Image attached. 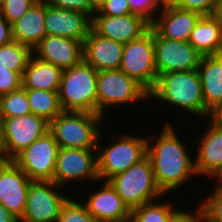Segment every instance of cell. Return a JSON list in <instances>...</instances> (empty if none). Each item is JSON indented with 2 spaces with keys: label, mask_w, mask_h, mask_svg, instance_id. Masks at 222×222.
<instances>
[{
  "label": "cell",
  "mask_w": 222,
  "mask_h": 222,
  "mask_svg": "<svg viewBox=\"0 0 222 222\" xmlns=\"http://www.w3.org/2000/svg\"><path fill=\"white\" fill-rule=\"evenodd\" d=\"M164 126L155 143L147 139V157L151 161L157 186L166 194L181 187L196 172L194 160L173 126L170 123Z\"/></svg>",
  "instance_id": "1"
},
{
  "label": "cell",
  "mask_w": 222,
  "mask_h": 222,
  "mask_svg": "<svg viewBox=\"0 0 222 222\" xmlns=\"http://www.w3.org/2000/svg\"><path fill=\"white\" fill-rule=\"evenodd\" d=\"M149 96V99L173 104L190 114H195L194 116H205V101L197 70L161 74Z\"/></svg>",
  "instance_id": "2"
},
{
  "label": "cell",
  "mask_w": 222,
  "mask_h": 222,
  "mask_svg": "<svg viewBox=\"0 0 222 222\" xmlns=\"http://www.w3.org/2000/svg\"><path fill=\"white\" fill-rule=\"evenodd\" d=\"M97 74L84 60L63 70L58 91L62 111L97 114Z\"/></svg>",
  "instance_id": "3"
},
{
  "label": "cell",
  "mask_w": 222,
  "mask_h": 222,
  "mask_svg": "<svg viewBox=\"0 0 222 222\" xmlns=\"http://www.w3.org/2000/svg\"><path fill=\"white\" fill-rule=\"evenodd\" d=\"M102 118L95 113L62 111L49 123V131L59 148L97 149Z\"/></svg>",
  "instance_id": "4"
},
{
  "label": "cell",
  "mask_w": 222,
  "mask_h": 222,
  "mask_svg": "<svg viewBox=\"0 0 222 222\" xmlns=\"http://www.w3.org/2000/svg\"><path fill=\"white\" fill-rule=\"evenodd\" d=\"M109 182L130 210L160 199L164 194L156 184L150 159L146 156Z\"/></svg>",
  "instance_id": "5"
},
{
  "label": "cell",
  "mask_w": 222,
  "mask_h": 222,
  "mask_svg": "<svg viewBox=\"0 0 222 222\" xmlns=\"http://www.w3.org/2000/svg\"><path fill=\"white\" fill-rule=\"evenodd\" d=\"M118 141L97 147V172L99 181H109L147 156V138L131 134L118 135ZM100 153V154H99Z\"/></svg>",
  "instance_id": "6"
},
{
  "label": "cell",
  "mask_w": 222,
  "mask_h": 222,
  "mask_svg": "<svg viewBox=\"0 0 222 222\" xmlns=\"http://www.w3.org/2000/svg\"><path fill=\"white\" fill-rule=\"evenodd\" d=\"M154 56V29L150 26L139 38L124 44L119 69L150 93L158 81Z\"/></svg>",
  "instance_id": "7"
},
{
  "label": "cell",
  "mask_w": 222,
  "mask_h": 222,
  "mask_svg": "<svg viewBox=\"0 0 222 222\" xmlns=\"http://www.w3.org/2000/svg\"><path fill=\"white\" fill-rule=\"evenodd\" d=\"M96 87L97 114L103 117L105 108L110 105L133 104L150 97L141 84L120 69L98 71Z\"/></svg>",
  "instance_id": "8"
},
{
  "label": "cell",
  "mask_w": 222,
  "mask_h": 222,
  "mask_svg": "<svg viewBox=\"0 0 222 222\" xmlns=\"http://www.w3.org/2000/svg\"><path fill=\"white\" fill-rule=\"evenodd\" d=\"M59 145L54 135L47 131L12 161L31 181H53Z\"/></svg>",
  "instance_id": "9"
},
{
  "label": "cell",
  "mask_w": 222,
  "mask_h": 222,
  "mask_svg": "<svg viewBox=\"0 0 222 222\" xmlns=\"http://www.w3.org/2000/svg\"><path fill=\"white\" fill-rule=\"evenodd\" d=\"M56 187L60 186L54 181H32L19 222H57L60 209L69 197L58 193Z\"/></svg>",
  "instance_id": "10"
},
{
  "label": "cell",
  "mask_w": 222,
  "mask_h": 222,
  "mask_svg": "<svg viewBox=\"0 0 222 222\" xmlns=\"http://www.w3.org/2000/svg\"><path fill=\"white\" fill-rule=\"evenodd\" d=\"M154 54L158 77L168 72L197 70L202 57L188 41L170 40L155 30Z\"/></svg>",
  "instance_id": "11"
},
{
  "label": "cell",
  "mask_w": 222,
  "mask_h": 222,
  "mask_svg": "<svg viewBox=\"0 0 222 222\" xmlns=\"http://www.w3.org/2000/svg\"><path fill=\"white\" fill-rule=\"evenodd\" d=\"M94 152L97 149L59 148L53 181L61 188L67 182L85 178L98 182L97 154Z\"/></svg>",
  "instance_id": "12"
},
{
  "label": "cell",
  "mask_w": 222,
  "mask_h": 222,
  "mask_svg": "<svg viewBox=\"0 0 222 222\" xmlns=\"http://www.w3.org/2000/svg\"><path fill=\"white\" fill-rule=\"evenodd\" d=\"M5 160H12L18 153L49 131V122L40 116H25L3 119Z\"/></svg>",
  "instance_id": "13"
},
{
  "label": "cell",
  "mask_w": 222,
  "mask_h": 222,
  "mask_svg": "<svg viewBox=\"0 0 222 222\" xmlns=\"http://www.w3.org/2000/svg\"><path fill=\"white\" fill-rule=\"evenodd\" d=\"M32 181L12 161H0V203L18 220L23 216Z\"/></svg>",
  "instance_id": "14"
},
{
  "label": "cell",
  "mask_w": 222,
  "mask_h": 222,
  "mask_svg": "<svg viewBox=\"0 0 222 222\" xmlns=\"http://www.w3.org/2000/svg\"><path fill=\"white\" fill-rule=\"evenodd\" d=\"M91 24L92 19L87 14L45 3L47 35L67 37L84 43L91 29Z\"/></svg>",
  "instance_id": "15"
},
{
  "label": "cell",
  "mask_w": 222,
  "mask_h": 222,
  "mask_svg": "<svg viewBox=\"0 0 222 222\" xmlns=\"http://www.w3.org/2000/svg\"><path fill=\"white\" fill-rule=\"evenodd\" d=\"M32 52L34 57L64 70L83 60V43L67 37L46 35Z\"/></svg>",
  "instance_id": "16"
},
{
  "label": "cell",
  "mask_w": 222,
  "mask_h": 222,
  "mask_svg": "<svg viewBox=\"0 0 222 222\" xmlns=\"http://www.w3.org/2000/svg\"><path fill=\"white\" fill-rule=\"evenodd\" d=\"M150 24L141 16L128 14L125 16L93 15L91 28L100 36L123 44L139 38Z\"/></svg>",
  "instance_id": "17"
},
{
  "label": "cell",
  "mask_w": 222,
  "mask_h": 222,
  "mask_svg": "<svg viewBox=\"0 0 222 222\" xmlns=\"http://www.w3.org/2000/svg\"><path fill=\"white\" fill-rule=\"evenodd\" d=\"M124 44L98 35L92 28L83 43V60L97 71L119 70Z\"/></svg>",
  "instance_id": "18"
},
{
  "label": "cell",
  "mask_w": 222,
  "mask_h": 222,
  "mask_svg": "<svg viewBox=\"0 0 222 222\" xmlns=\"http://www.w3.org/2000/svg\"><path fill=\"white\" fill-rule=\"evenodd\" d=\"M210 123L209 129L199 139L194 168L196 175L213 176L219 183L222 182V128L211 119Z\"/></svg>",
  "instance_id": "19"
},
{
  "label": "cell",
  "mask_w": 222,
  "mask_h": 222,
  "mask_svg": "<svg viewBox=\"0 0 222 222\" xmlns=\"http://www.w3.org/2000/svg\"><path fill=\"white\" fill-rule=\"evenodd\" d=\"M202 15L196 11L178 8L171 3L165 6L151 27L170 40L188 41L190 33Z\"/></svg>",
  "instance_id": "20"
},
{
  "label": "cell",
  "mask_w": 222,
  "mask_h": 222,
  "mask_svg": "<svg viewBox=\"0 0 222 222\" xmlns=\"http://www.w3.org/2000/svg\"><path fill=\"white\" fill-rule=\"evenodd\" d=\"M88 198L84 205L98 222H122L130 217L131 210L109 181H104L102 188Z\"/></svg>",
  "instance_id": "21"
},
{
  "label": "cell",
  "mask_w": 222,
  "mask_h": 222,
  "mask_svg": "<svg viewBox=\"0 0 222 222\" xmlns=\"http://www.w3.org/2000/svg\"><path fill=\"white\" fill-rule=\"evenodd\" d=\"M197 72L202 84L205 116L222 103V54L201 57Z\"/></svg>",
  "instance_id": "22"
},
{
  "label": "cell",
  "mask_w": 222,
  "mask_h": 222,
  "mask_svg": "<svg viewBox=\"0 0 222 222\" xmlns=\"http://www.w3.org/2000/svg\"><path fill=\"white\" fill-rule=\"evenodd\" d=\"M11 28L13 40L33 49L47 35L45 2L38 0Z\"/></svg>",
  "instance_id": "23"
},
{
  "label": "cell",
  "mask_w": 222,
  "mask_h": 222,
  "mask_svg": "<svg viewBox=\"0 0 222 222\" xmlns=\"http://www.w3.org/2000/svg\"><path fill=\"white\" fill-rule=\"evenodd\" d=\"M63 70L52 63L31 56L22 75L25 89L59 91Z\"/></svg>",
  "instance_id": "24"
},
{
  "label": "cell",
  "mask_w": 222,
  "mask_h": 222,
  "mask_svg": "<svg viewBox=\"0 0 222 222\" xmlns=\"http://www.w3.org/2000/svg\"><path fill=\"white\" fill-rule=\"evenodd\" d=\"M188 42L202 55L222 54L220 18L202 15L190 33Z\"/></svg>",
  "instance_id": "25"
},
{
  "label": "cell",
  "mask_w": 222,
  "mask_h": 222,
  "mask_svg": "<svg viewBox=\"0 0 222 222\" xmlns=\"http://www.w3.org/2000/svg\"><path fill=\"white\" fill-rule=\"evenodd\" d=\"M32 114L49 123L62 112L58 91L26 89Z\"/></svg>",
  "instance_id": "26"
},
{
  "label": "cell",
  "mask_w": 222,
  "mask_h": 222,
  "mask_svg": "<svg viewBox=\"0 0 222 222\" xmlns=\"http://www.w3.org/2000/svg\"><path fill=\"white\" fill-rule=\"evenodd\" d=\"M32 55L33 52L29 46L15 40L0 46V64L21 75H23Z\"/></svg>",
  "instance_id": "27"
},
{
  "label": "cell",
  "mask_w": 222,
  "mask_h": 222,
  "mask_svg": "<svg viewBox=\"0 0 222 222\" xmlns=\"http://www.w3.org/2000/svg\"><path fill=\"white\" fill-rule=\"evenodd\" d=\"M177 211L171 203L150 202L131 210L130 222H168Z\"/></svg>",
  "instance_id": "28"
},
{
  "label": "cell",
  "mask_w": 222,
  "mask_h": 222,
  "mask_svg": "<svg viewBox=\"0 0 222 222\" xmlns=\"http://www.w3.org/2000/svg\"><path fill=\"white\" fill-rule=\"evenodd\" d=\"M31 113L32 111L25 88L21 87L1 96L0 117L2 120L4 118L25 116Z\"/></svg>",
  "instance_id": "29"
},
{
  "label": "cell",
  "mask_w": 222,
  "mask_h": 222,
  "mask_svg": "<svg viewBox=\"0 0 222 222\" xmlns=\"http://www.w3.org/2000/svg\"><path fill=\"white\" fill-rule=\"evenodd\" d=\"M57 222H98L86 206L70 198L60 209Z\"/></svg>",
  "instance_id": "30"
},
{
  "label": "cell",
  "mask_w": 222,
  "mask_h": 222,
  "mask_svg": "<svg viewBox=\"0 0 222 222\" xmlns=\"http://www.w3.org/2000/svg\"><path fill=\"white\" fill-rule=\"evenodd\" d=\"M132 14L141 16L150 25L155 21L157 7L162 9L170 2L168 0H127ZM161 5V6H160Z\"/></svg>",
  "instance_id": "31"
},
{
  "label": "cell",
  "mask_w": 222,
  "mask_h": 222,
  "mask_svg": "<svg viewBox=\"0 0 222 222\" xmlns=\"http://www.w3.org/2000/svg\"><path fill=\"white\" fill-rule=\"evenodd\" d=\"M38 0H4L0 14L12 25L17 22Z\"/></svg>",
  "instance_id": "32"
},
{
  "label": "cell",
  "mask_w": 222,
  "mask_h": 222,
  "mask_svg": "<svg viewBox=\"0 0 222 222\" xmlns=\"http://www.w3.org/2000/svg\"><path fill=\"white\" fill-rule=\"evenodd\" d=\"M220 184L215 185L213 194L199 204L202 212L214 222H222V185Z\"/></svg>",
  "instance_id": "33"
},
{
  "label": "cell",
  "mask_w": 222,
  "mask_h": 222,
  "mask_svg": "<svg viewBox=\"0 0 222 222\" xmlns=\"http://www.w3.org/2000/svg\"><path fill=\"white\" fill-rule=\"evenodd\" d=\"M220 0H172L170 3L178 8L196 11L201 15H214Z\"/></svg>",
  "instance_id": "34"
},
{
  "label": "cell",
  "mask_w": 222,
  "mask_h": 222,
  "mask_svg": "<svg viewBox=\"0 0 222 222\" xmlns=\"http://www.w3.org/2000/svg\"><path fill=\"white\" fill-rule=\"evenodd\" d=\"M22 87V75L0 64V95H5Z\"/></svg>",
  "instance_id": "35"
},
{
  "label": "cell",
  "mask_w": 222,
  "mask_h": 222,
  "mask_svg": "<svg viewBox=\"0 0 222 222\" xmlns=\"http://www.w3.org/2000/svg\"><path fill=\"white\" fill-rule=\"evenodd\" d=\"M47 5L79 11L87 14L91 19L95 11L90 7L88 0H43Z\"/></svg>",
  "instance_id": "36"
},
{
  "label": "cell",
  "mask_w": 222,
  "mask_h": 222,
  "mask_svg": "<svg viewBox=\"0 0 222 222\" xmlns=\"http://www.w3.org/2000/svg\"><path fill=\"white\" fill-rule=\"evenodd\" d=\"M132 14L127 0H106L94 15L125 16Z\"/></svg>",
  "instance_id": "37"
},
{
  "label": "cell",
  "mask_w": 222,
  "mask_h": 222,
  "mask_svg": "<svg viewBox=\"0 0 222 222\" xmlns=\"http://www.w3.org/2000/svg\"><path fill=\"white\" fill-rule=\"evenodd\" d=\"M197 207H198V209L196 210L195 214H194V212L188 213V211L177 210L170 217L168 222H200L202 210H201L200 206H197Z\"/></svg>",
  "instance_id": "38"
},
{
  "label": "cell",
  "mask_w": 222,
  "mask_h": 222,
  "mask_svg": "<svg viewBox=\"0 0 222 222\" xmlns=\"http://www.w3.org/2000/svg\"><path fill=\"white\" fill-rule=\"evenodd\" d=\"M12 40L11 24L0 14V46L8 44Z\"/></svg>",
  "instance_id": "39"
},
{
  "label": "cell",
  "mask_w": 222,
  "mask_h": 222,
  "mask_svg": "<svg viewBox=\"0 0 222 222\" xmlns=\"http://www.w3.org/2000/svg\"><path fill=\"white\" fill-rule=\"evenodd\" d=\"M212 119L211 121L215 123L218 127L222 128V103H220L216 108H214L208 117Z\"/></svg>",
  "instance_id": "40"
},
{
  "label": "cell",
  "mask_w": 222,
  "mask_h": 222,
  "mask_svg": "<svg viewBox=\"0 0 222 222\" xmlns=\"http://www.w3.org/2000/svg\"><path fill=\"white\" fill-rule=\"evenodd\" d=\"M0 222H19V220L0 203Z\"/></svg>",
  "instance_id": "41"
},
{
  "label": "cell",
  "mask_w": 222,
  "mask_h": 222,
  "mask_svg": "<svg viewBox=\"0 0 222 222\" xmlns=\"http://www.w3.org/2000/svg\"><path fill=\"white\" fill-rule=\"evenodd\" d=\"M4 160H5V142H4L3 120L0 117V161Z\"/></svg>",
  "instance_id": "42"
},
{
  "label": "cell",
  "mask_w": 222,
  "mask_h": 222,
  "mask_svg": "<svg viewBox=\"0 0 222 222\" xmlns=\"http://www.w3.org/2000/svg\"><path fill=\"white\" fill-rule=\"evenodd\" d=\"M90 7L95 11H99L100 8L105 4L106 0H88Z\"/></svg>",
  "instance_id": "43"
},
{
  "label": "cell",
  "mask_w": 222,
  "mask_h": 222,
  "mask_svg": "<svg viewBox=\"0 0 222 222\" xmlns=\"http://www.w3.org/2000/svg\"><path fill=\"white\" fill-rule=\"evenodd\" d=\"M219 18H222V0L219 1L217 11L215 13Z\"/></svg>",
  "instance_id": "44"
},
{
  "label": "cell",
  "mask_w": 222,
  "mask_h": 222,
  "mask_svg": "<svg viewBox=\"0 0 222 222\" xmlns=\"http://www.w3.org/2000/svg\"><path fill=\"white\" fill-rule=\"evenodd\" d=\"M200 222H214L211 221L203 212L201 213V220Z\"/></svg>",
  "instance_id": "45"
},
{
  "label": "cell",
  "mask_w": 222,
  "mask_h": 222,
  "mask_svg": "<svg viewBox=\"0 0 222 222\" xmlns=\"http://www.w3.org/2000/svg\"><path fill=\"white\" fill-rule=\"evenodd\" d=\"M220 35H221V45H222V18H220Z\"/></svg>",
  "instance_id": "46"
},
{
  "label": "cell",
  "mask_w": 222,
  "mask_h": 222,
  "mask_svg": "<svg viewBox=\"0 0 222 222\" xmlns=\"http://www.w3.org/2000/svg\"><path fill=\"white\" fill-rule=\"evenodd\" d=\"M3 2H4V0H0V8H1L2 5H3Z\"/></svg>",
  "instance_id": "47"
}]
</instances>
